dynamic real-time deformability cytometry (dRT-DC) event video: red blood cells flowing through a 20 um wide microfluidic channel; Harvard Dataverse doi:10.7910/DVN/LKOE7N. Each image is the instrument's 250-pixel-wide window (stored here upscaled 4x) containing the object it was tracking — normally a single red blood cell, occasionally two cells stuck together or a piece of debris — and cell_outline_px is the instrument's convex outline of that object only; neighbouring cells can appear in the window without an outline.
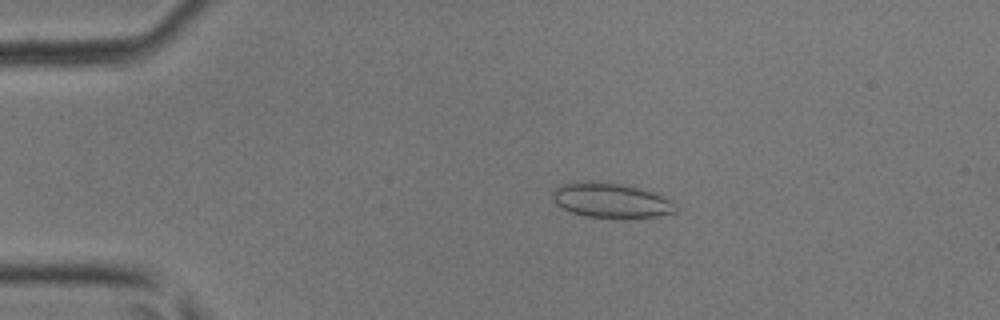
{"species": "common noctule bat (a hibernating species)", "species_latin": "Nyctalus noctula", "temperature_condition": "room temperature", "stored_images_in_passage": 44, "camera_frame_rate_fps": 3000, "um_per_image_px": 0.085, "animal": {"sex": "male", "body_mass_g": 17.9, "forearm_length_mm": 54.2}, "frame": {"image": 1, "passage_image": 9, "time_ms": 2.667, "image_size_px": [1000, 320], "cell_outline_px": [[676, 212], [656, 216], [584, 216], [572, 212], [556, 204], [552, 196], [552, 192], [560, 184], [588, 180], [620, 184], [660, 192], [676, 208]], "centroid_in_image_um": [51.91, 16.99], "position_along_channel_um": 33.1, "area_um2": 24.45}}
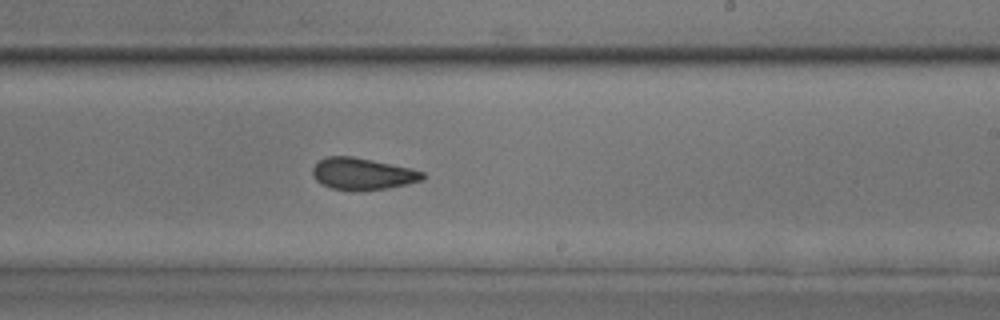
{"frame": {"image": 2, "passage_image": 27, "time_ms": 8.667, "image_size_px": [1000, 320], "cell_outline_px": [[424, 180], [388, 188], [360, 192], [352, 192], [332, 188], [320, 184], [316, 180], [312, 172], [312, 168], [324, 156], [352, 156], [412, 168], [424, 172]], "centroid_in_image_um": [30.81, 14.79], "position_along_channel_um": 258.2, "area_um2": 20.75}}
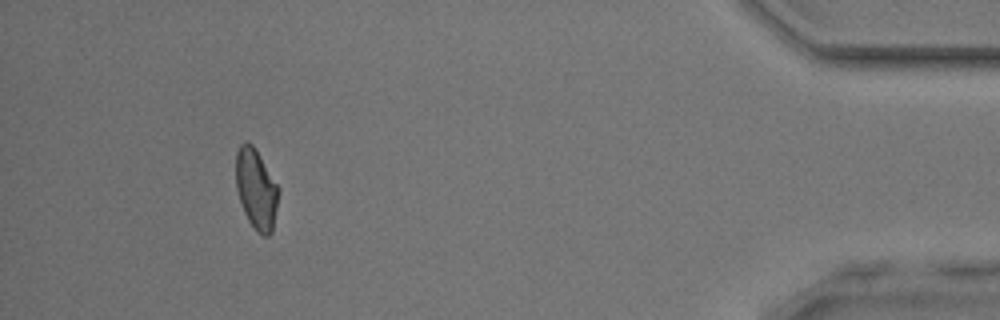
{"frame": {"image": 3, "passage_image": 41, "time_ms": 13.333, "image_size_px": [1000, 320], "cell_outline_px": [[280, 188], [272, 232], [268, 236], [264, 236], [256, 232], [248, 220], [244, 212], [236, 188], [236, 152], [240, 144], [244, 140], [248, 140], [252, 144], [260, 156]], "centroid_in_image_um": [21.77, 16.06], "position_along_channel_um": 413.4, "area_um2": 20.06}}